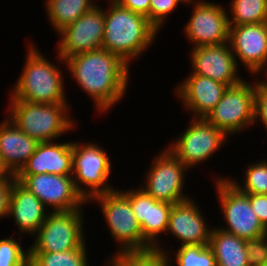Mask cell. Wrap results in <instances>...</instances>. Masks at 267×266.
I'll return each instance as SVG.
<instances>
[{"instance_id":"cell-1","label":"cell","mask_w":267,"mask_h":266,"mask_svg":"<svg viewBox=\"0 0 267 266\" xmlns=\"http://www.w3.org/2000/svg\"><path fill=\"white\" fill-rule=\"evenodd\" d=\"M70 78L92 99L99 114L108 113L126 95L130 66L103 48L65 59Z\"/></svg>"},{"instance_id":"cell-2","label":"cell","mask_w":267,"mask_h":266,"mask_svg":"<svg viewBox=\"0 0 267 266\" xmlns=\"http://www.w3.org/2000/svg\"><path fill=\"white\" fill-rule=\"evenodd\" d=\"M107 7L102 48L118 55L130 66L153 45L159 31L147 17L119 3H108Z\"/></svg>"},{"instance_id":"cell-3","label":"cell","mask_w":267,"mask_h":266,"mask_svg":"<svg viewBox=\"0 0 267 266\" xmlns=\"http://www.w3.org/2000/svg\"><path fill=\"white\" fill-rule=\"evenodd\" d=\"M26 47L28 48H26L23 69L15 86L9 92V99L25 100L31 103H69L67 91L64 88L66 78L63 77L64 72L59 66L61 62L64 65L65 60L57 54L56 61L59 64L56 65L38 50L34 42L31 41Z\"/></svg>"},{"instance_id":"cell-4","label":"cell","mask_w":267,"mask_h":266,"mask_svg":"<svg viewBox=\"0 0 267 266\" xmlns=\"http://www.w3.org/2000/svg\"><path fill=\"white\" fill-rule=\"evenodd\" d=\"M5 112L7 117L30 138L39 143L58 141L77 128V121L71 118L69 103H31L25 100H9Z\"/></svg>"},{"instance_id":"cell-5","label":"cell","mask_w":267,"mask_h":266,"mask_svg":"<svg viewBox=\"0 0 267 266\" xmlns=\"http://www.w3.org/2000/svg\"><path fill=\"white\" fill-rule=\"evenodd\" d=\"M97 203L107 223L109 234L118 249L114 253L137 252L154 249L144 238L140 224L132 210L130 200L119 190L94 196L89 204Z\"/></svg>"},{"instance_id":"cell-6","label":"cell","mask_w":267,"mask_h":266,"mask_svg":"<svg viewBox=\"0 0 267 266\" xmlns=\"http://www.w3.org/2000/svg\"><path fill=\"white\" fill-rule=\"evenodd\" d=\"M72 176L77 191L88 202L94 196L117 189L110 182L112 163L108 151L96 142H72ZM115 187V188H114Z\"/></svg>"},{"instance_id":"cell-7","label":"cell","mask_w":267,"mask_h":266,"mask_svg":"<svg viewBox=\"0 0 267 266\" xmlns=\"http://www.w3.org/2000/svg\"><path fill=\"white\" fill-rule=\"evenodd\" d=\"M245 79L228 86L221 100L205 118L229 138L255 124L256 81L248 82Z\"/></svg>"},{"instance_id":"cell-8","label":"cell","mask_w":267,"mask_h":266,"mask_svg":"<svg viewBox=\"0 0 267 266\" xmlns=\"http://www.w3.org/2000/svg\"><path fill=\"white\" fill-rule=\"evenodd\" d=\"M84 208L67 211H49L46 220L36 232L29 252H63L87 246L84 227Z\"/></svg>"},{"instance_id":"cell-9","label":"cell","mask_w":267,"mask_h":266,"mask_svg":"<svg viewBox=\"0 0 267 266\" xmlns=\"http://www.w3.org/2000/svg\"><path fill=\"white\" fill-rule=\"evenodd\" d=\"M213 181L226 226H219L225 232L244 240L261 237L266 228L261 224L251 207L249 196L230 183L227 176L218 175Z\"/></svg>"},{"instance_id":"cell-10","label":"cell","mask_w":267,"mask_h":266,"mask_svg":"<svg viewBox=\"0 0 267 266\" xmlns=\"http://www.w3.org/2000/svg\"><path fill=\"white\" fill-rule=\"evenodd\" d=\"M167 147L189 169L212 158L230 138L205 118H190L187 128ZM217 151V152H216Z\"/></svg>"},{"instance_id":"cell-11","label":"cell","mask_w":267,"mask_h":266,"mask_svg":"<svg viewBox=\"0 0 267 266\" xmlns=\"http://www.w3.org/2000/svg\"><path fill=\"white\" fill-rule=\"evenodd\" d=\"M146 170L145 181L141 187L157 201L170 204L190 199L185 190L186 173L191 171L168 148L161 150Z\"/></svg>"},{"instance_id":"cell-12","label":"cell","mask_w":267,"mask_h":266,"mask_svg":"<svg viewBox=\"0 0 267 266\" xmlns=\"http://www.w3.org/2000/svg\"><path fill=\"white\" fill-rule=\"evenodd\" d=\"M185 5L193 7L183 30L193 48L228 42L229 13L224 5L208 0H187Z\"/></svg>"},{"instance_id":"cell-13","label":"cell","mask_w":267,"mask_h":266,"mask_svg":"<svg viewBox=\"0 0 267 266\" xmlns=\"http://www.w3.org/2000/svg\"><path fill=\"white\" fill-rule=\"evenodd\" d=\"M15 179L33 193L50 211L81 209L88 204L77 191L72 175L41 173L15 175Z\"/></svg>"},{"instance_id":"cell-14","label":"cell","mask_w":267,"mask_h":266,"mask_svg":"<svg viewBox=\"0 0 267 266\" xmlns=\"http://www.w3.org/2000/svg\"><path fill=\"white\" fill-rule=\"evenodd\" d=\"M105 7L95 5L75 22L58 33L57 54L65 60L79 53L102 48Z\"/></svg>"},{"instance_id":"cell-15","label":"cell","mask_w":267,"mask_h":266,"mask_svg":"<svg viewBox=\"0 0 267 266\" xmlns=\"http://www.w3.org/2000/svg\"><path fill=\"white\" fill-rule=\"evenodd\" d=\"M228 43L253 80L262 72L267 77V22L230 26Z\"/></svg>"},{"instance_id":"cell-16","label":"cell","mask_w":267,"mask_h":266,"mask_svg":"<svg viewBox=\"0 0 267 266\" xmlns=\"http://www.w3.org/2000/svg\"><path fill=\"white\" fill-rule=\"evenodd\" d=\"M119 190L130 200V204L138 223L140 224L143 238L155 249L168 252L162 245V234H166L169 215L172 205L167 202L157 201L148 195L141 187L129 190ZM162 245V246H161Z\"/></svg>"},{"instance_id":"cell-17","label":"cell","mask_w":267,"mask_h":266,"mask_svg":"<svg viewBox=\"0 0 267 266\" xmlns=\"http://www.w3.org/2000/svg\"><path fill=\"white\" fill-rule=\"evenodd\" d=\"M189 57L193 74L209 77L227 86L236 85L244 79L228 42L192 48Z\"/></svg>"},{"instance_id":"cell-18","label":"cell","mask_w":267,"mask_h":266,"mask_svg":"<svg viewBox=\"0 0 267 266\" xmlns=\"http://www.w3.org/2000/svg\"><path fill=\"white\" fill-rule=\"evenodd\" d=\"M228 86L209 77L190 74L180 80L173 93L192 118H206Z\"/></svg>"},{"instance_id":"cell-19","label":"cell","mask_w":267,"mask_h":266,"mask_svg":"<svg viewBox=\"0 0 267 266\" xmlns=\"http://www.w3.org/2000/svg\"><path fill=\"white\" fill-rule=\"evenodd\" d=\"M194 200L192 196L172 205L166 235H173L180 246L209 245L213 227L207 224L200 206Z\"/></svg>"},{"instance_id":"cell-20","label":"cell","mask_w":267,"mask_h":266,"mask_svg":"<svg viewBox=\"0 0 267 266\" xmlns=\"http://www.w3.org/2000/svg\"><path fill=\"white\" fill-rule=\"evenodd\" d=\"M49 211L44 204L18 180L12 181L8 219H13L19 230L20 238L24 234L34 236L46 220Z\"/></svg>"},{"instance_id":"cell-21","label":"cell","mask_w":267,"mask_h":266,"mask_svg":"<svg viewBox=\"0 0 267 266\" xmlns=\"http://www.w3.org/2000/svg\"><path fill=\"white\" fill-rule=\"evenodd\" d=\"M57 142L39 143L36 151L16 175H72V141Z\"/></svg>"},{"instance_id":"cell-22","label":"cell","mask_w":267,"mask_h":266,"mask_svg":"<svg viewBox=\"0 0 267 266\" xmlns=\"http://www.w3.org/2000/svg\"><path fill=\"white\" fill-rule=\"evenodd\" d=\"M39 142L21 131L7 116L0 123V157L15 176Z\"/></svg>"},{"instance_id":"cell-23","label":"cell","mask_w":267,"mask_h":266,"mask_svg":"<svg viewBox=\"0 0 267 266\" xmlns=\"http://www.w3.org/2000/svg\"><path fill=\"white\" fill-rule=\"evenodd\" d=\"M209 247L217 266H249L245 240L213 226Z\"/></svg>"},{"instance_id":"cell-24","label":"cell","mask_w":267,"mask_h":266,"mask_svg":"<svg viewBox=\"0 0 267 266\" xmlns=\"http://www.w3.org/2000/svg\"><path fill=\"white\" fill-rule=\"evenodd\" d=\"M47 19L59 33L97 5L95 0H45Z\"/></svg>"},{"instance_id":"cell-25","label":"cell","mask_w":267,"mask_h":266,"mask_svg":"<svg viewBox=\"0 0 267 266\" xmlns=\"http://www.w3.org/2000/svg\"><path fill=\"white\" fill-rule=\"evenodd\" d=\"M87 246L63 252H29V266H89Z\"/></svg>"},{"instance_id":"cell-26","label":"cell","mask_w":267,"mask_h":266,"mask_svg":"<svg viewBox=\"0 0 267 266\" xmlns=\"http://www.w3.org/2000/svg\"><path fill=\"white\" fill-rule=\"evenodd\" d=\"M230 3L229 26L267 22V0H231Z\"/></svg>"},{"instance_id":"cell-27","label":"cell","mask_w":267,"mask_h":266,"mask_svg":"<svg viewBox=\"0 0 267 266\" xmlns=\"http://www.w3.org/2000/svg\"><path fill=\"white\" fill-rule=\"evenodd\" d=\"M111 255L105 261L106 266H171L167 253L155 249Z\"/></svg>"},{"instance_id":"cell-28","label":"cell","mask_w":267,"mask_h":266,"mask_svg":"<svg viewBox=\"0 0 267 266\" xmlns=\"http://www.w3.org/2000/svg\"><path fill=\"white\" fill-rule=\"evenodd\" d=\"M173 251V253L170 250L167 252L171 266H217L214 253L209 245H181ZM172 256L173 258H171Z\"/></svg>"},{"instance_id":"cell-29","label":"cell","mask_w":267,"mask_h":266,"mask_svg":"<svg viewBox=\"0 0 267 266\" xmlns=\"http://www.w3.org/2000/svg\"><path fill=\"white\" fill-rule=\"evenodd\" d=\"M245 168L243 180L240 182L229 176L230 183L245 194L267 195V159L250 163Z\"/></svg>"},{"instance_id":"cell-30","label":"cell","mask_w":267,"mask_h":266,"mask_svg":"<svg viewBox=\"0 0 267 266\" xmlns=\"http://www.w3.org/2000/svg\"><path fill=\"white\" fill-rule=\"evenodd\" d=\"M0 266H29V248L13 235L0 239Z\"/></svg>"},{"instance_id":"cell-31","label":"cell","mask_w":267,"mask_h":266,"mask_svg":"<svg viewBox=\"0 0 267 266\" xmlns=\"http://www.w3.org/2000/svg\"><path fill=\"white\" fill-rule=\"evenodd\" d=\"M187 0H150L149 22L160 32L163 25L180 4L185 5Z\"/></svg>"},{"instance_id":"cell-32","label":"cell","mask_w":267,"mask_h":266,"mask_svg":"<svg viewBox=\"0 0 267 266\" xmlns=\"http://www.w3.org/2000/svg\"><path fill=\"white\" fill-rule=\"evenodd\" d=\"M249 266H263L267 262V234L245 240Z\"/></svg>"},{"instance_id":"cell-33","label":"cell","mask_w":267,"mask_h":266,"mask_svg":"<svg viewBox=\"0 0 267 266\" xmlns=\"http://www.w3.org/2000/svg\"><path fill=\"white\" fill-rule=\"evenodd\" d=\"M255 80V123L261 122L267 132V77Z\"/></svg>"},{"instance_id":"cell-34","label":"cell","mask_w":267,"mask_h":266,"mask_svg":"<svg viewBox=\"0 0 267 266\" xmlns=\"http://www.w3.org/2000/svg\"><path fill=\"white\" fill-rule=\"evenodd\" d=\"M254 210L261 224L267 227V195L265 194H247Z\"/></svg>"},{"instance_id":"cell-35","label":"cell","mask_w":267,"mask_h":266,"mask_svg":"<svg viewBox=\"0 0 267 266\" xmlns=\"http://www.w3.org/2000/svg\"><path fill=\"white\" fill-rule=\"evenodd\" d=\"M119 4L132 12L147 17L149 20L150 0H121Z\"/></svg>"},{"instance_id":"cell-36","label":"cell","mask_w":267,"mask_h":266,"mask_svg":"<svg viewBox=\"0 0 267 266\" xmlns=\"http://www.w3.org/2000/svg\"><path fill=\"white\" fill-rule=\"evenodd\" d=\"M12 181L0 182V219L7 218Z\"/></svg>"},{"instance_id":"cell-37","label":"cell","mask_w":267,"mask_h":266,"mask_svg":"<svg viewBox=\"0 0 267 266\" xmlns=\"http://www.w3.org/2000/svg\"><path fill=\"white\" fill-rule=\"evenodd\" d=\"M15 176L11 173V171L7 168L0 157V182L5 181H13Z\"/></svg>"},{"instance_id":"cell-38","label":"cell","mask_w":267,"mask_h":266,"mask_svg":"<svg viewBox=\"0 0 267 266\" xmlns=\"http://www.w3.org/2000/svg\"><path fill=\"white\" fill-rule=\"evenodd\" d=\"M107 1H109L110 4V3H119L121 0H107Z\"/></svg>"}]
</instances>
